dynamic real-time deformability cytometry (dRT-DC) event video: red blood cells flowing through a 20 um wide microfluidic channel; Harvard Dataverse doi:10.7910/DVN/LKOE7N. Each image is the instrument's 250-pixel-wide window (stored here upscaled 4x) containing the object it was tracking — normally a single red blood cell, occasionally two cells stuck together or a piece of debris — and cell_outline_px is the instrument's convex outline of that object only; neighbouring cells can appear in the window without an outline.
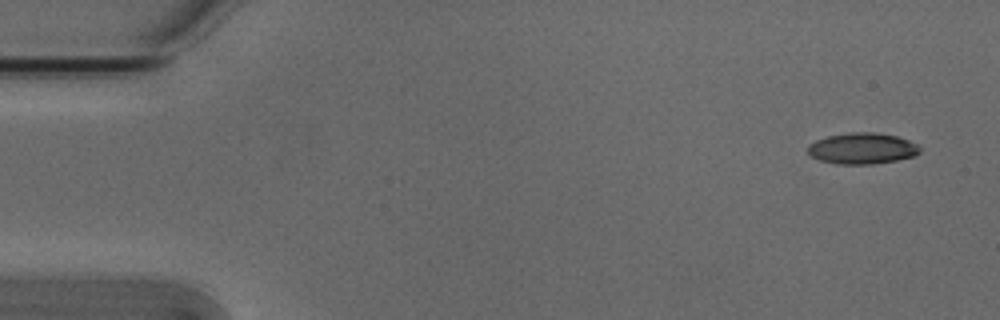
{"species": "Egyptian fruit bat (a non-hibernating species)", "species_latin": "Rousettus aegyptiacus", "temperature_condition": "cold", "stored_images_in_passage": 5, "camera_frame_rate_fps": 3000, "um_per_image_px": 0.085, "animal": {"sex": "male"}, "frame": {"image": 1, "passage_image": 1, "time_ms": 0.0, "image_size_px": [1000, 320], "cell_outline_px": [[920, 152], [916, 156], [896, 160], [872, 164], [836, 164], [820, 160], [812, 156], [808, 152], [808, 144], [816, 140], [828, 136], [852, 132], [876, 132], [896, 136], [908, 140], [916, 144], [920, 148]], "centroid_in_image_um": [73.29, 12.62], "position_along_channel_um": 11.7, "area_um2": 20.29}}
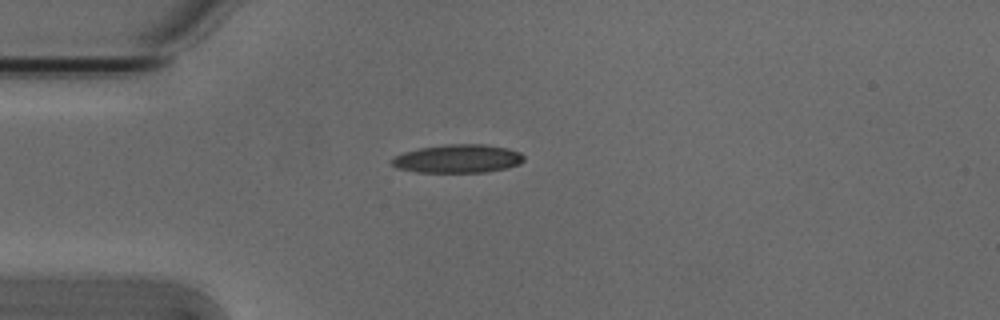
{"frame": {"image": 2, "passage_image": 4, "time_ms": 1.0, "image_size_px": [1000, 320], "cell_outline_px": [[524, 160], [520, 164], [508, 168], [488, 172], [416, 172], [396, 168], [392, 164], [392, 160], [396, 156], [404, 152], [420, 148], [448, 144], [484, 144], [508, 148], [520, 152], [524, 156]], "centroid_in_image_um": [38.96, 13.49], "position_along_channel_um": 46.0, "area_um2": 21.91}}